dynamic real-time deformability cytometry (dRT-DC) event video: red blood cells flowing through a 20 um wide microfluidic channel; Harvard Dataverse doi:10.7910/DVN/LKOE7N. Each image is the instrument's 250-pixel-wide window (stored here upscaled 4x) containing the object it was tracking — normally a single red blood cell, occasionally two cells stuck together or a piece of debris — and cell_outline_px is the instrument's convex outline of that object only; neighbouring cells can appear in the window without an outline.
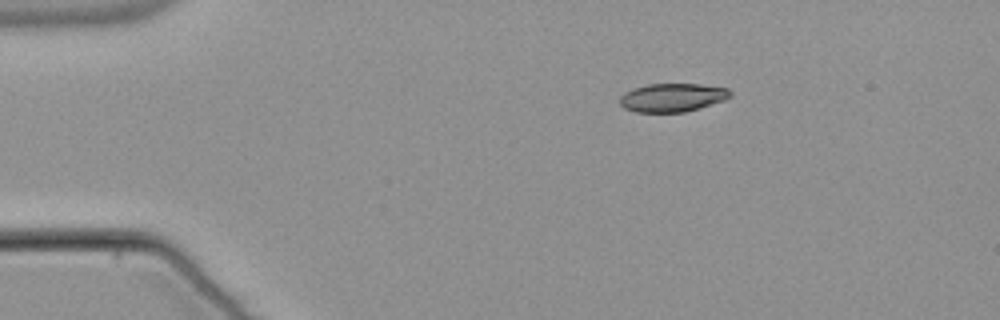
{"species": "common noctule bat (a hibernating species)", "species_latin": "Nyctalus noctula", "temperature_condition": "warm", "stored_images_in_passage": 45, "camera_frame_rate_fps": 3000, "um_per_image_px": 0.085, "animal": {"sex": "male", "body_mass_g": 21.5, "forearm_length_mm": 52.0}, "frame": {"image": 1, "passage_image": 1, "time_ms": 0.0, "image_size_px": [1000, 320], "cell_outline_px": [[732, 96], [724, 100], [700, 108], [684, 112], [636, 112], [624, 108], [620, 104], [620, 96], [624, 92], [632, 88], [648, 84], [700, 84], [728, 88], [732, 92]], "centroid_in_image_um": [57.15, 8.29], "position_along_channel_um": 27.8, "area_um2": 18.44}}
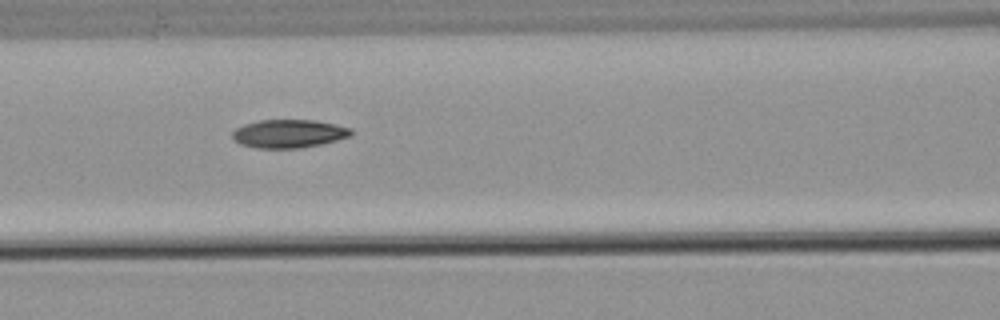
{"frame": {"image": 2, "passage_image": 15, "time_ms": 4.667, "image_size_px": [1000, 320], "cell_outline_px": [[352, 136], [320, 144], [300, 148], [256, 148], [240, 144], [232, 136], [232, 132], [236, 128], [244, 124], [260, 120], [312, 120], [352, 128]], "centroid_in_image_um": [24.54, 11.36], "position_along_channel_um": 142.1, "area_um2": 19.42}}
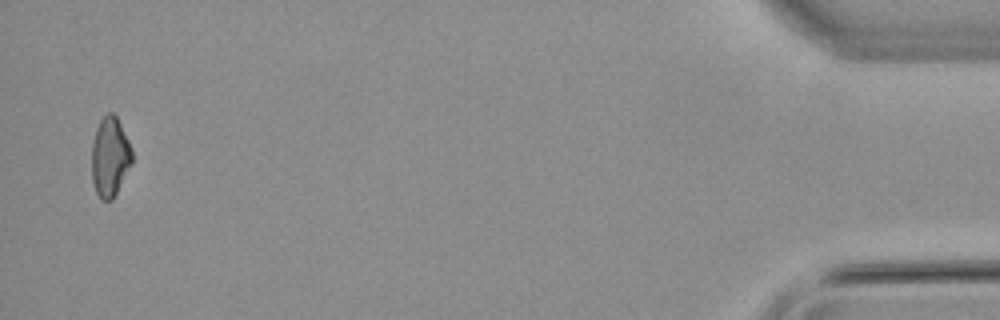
{"frame": {"image": 3, "passage_image": 44, "time_ms": 14.333, "image_size_px": [1000, 320], "cell_outline_px": [[132, 164], [112, 200], [100, 200], [96, 192], [92, 180], [92, 144], [96, 128], [100, 120], [108, 112], [112, 112], [116, 116], [132, 148]], "centroid_in_image_um": [9.34, 13.34], "position_along_channel_um": 425.9, "area_um2": 18.67}, "authors_computed_cell_mechanics": {"area_um2": 19.4786, "velocity_mm_per_s": 3.8469, "shape_relaxation_time_tau1_ms": 8.639, "shape_relaxation_time_tau2_ms": 8.7179, "deformation_change_tau1": 0.1994, "deformation_change_tau2": 0.1485}}